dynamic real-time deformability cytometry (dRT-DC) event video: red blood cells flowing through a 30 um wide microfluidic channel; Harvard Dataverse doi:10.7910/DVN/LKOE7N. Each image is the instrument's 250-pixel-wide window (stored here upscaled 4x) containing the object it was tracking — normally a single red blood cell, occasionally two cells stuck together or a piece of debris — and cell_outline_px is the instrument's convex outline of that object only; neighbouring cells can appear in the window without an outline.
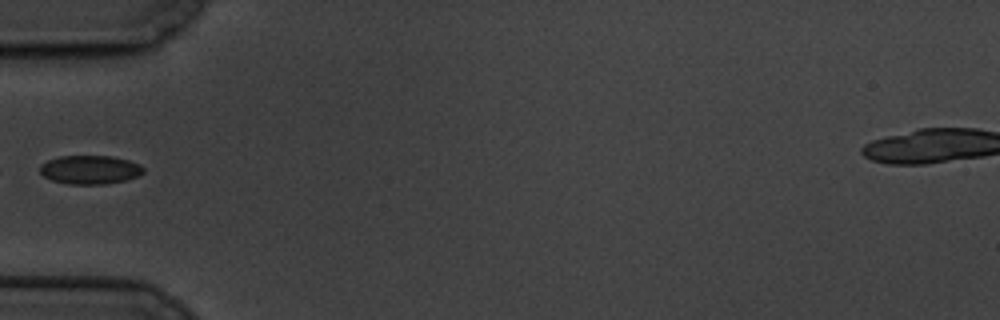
{"species": "common noctule bat (a hibernating species)", "species_latin": "Nyctalus noctula", "temperature_condition": "cold", "stored_images_in_passage": 11, "camera_frame_rate_fps": 3000, "um_per_image_px": 0.085, "animal": {"sex": "male", "body_mass_g": 19.5, "forearm_length_mm": 54.6}, "frame": {"image": 1, "passage_image": 5, "time_ms": 5.333, "image_size_px": [1000, 320], "cell_outline_px": [[144, 172], [140, 176], [108, 184], [68, 184], [52, 180], [44, 176], [40, 172], [40, 164], [48, 160], [60, 156], [112, 156], [128, 160], [140, 164], [144, 168]], "centroid_in_image_um": [7.67, 14.42], "position_along_channel_um": 77.3, "area_um2": 17.4}}
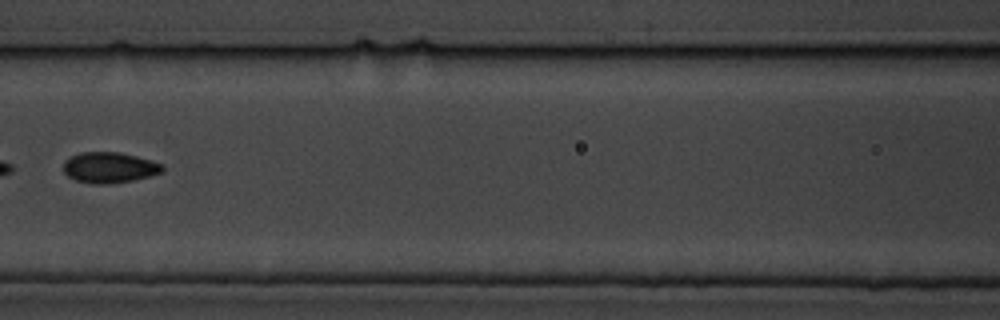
{"frame": {"image": 2, "passage_image": 7, "time_ms": 7.667, "image_size_px": [1000, 320], "cell_outline_px": [[164, 168], [160, 172], [148, 176], [132, 180], [104, 184], [96, 184], [76, 180], [68, 176], [64, 172], [64, 160], [80, 152], [120, 152], [136, 156], [164, 164]], "centroid_in_image_um": [9.28, 14.22], "position_along_channel_um": 157.3, "area_um2": 17.51}}
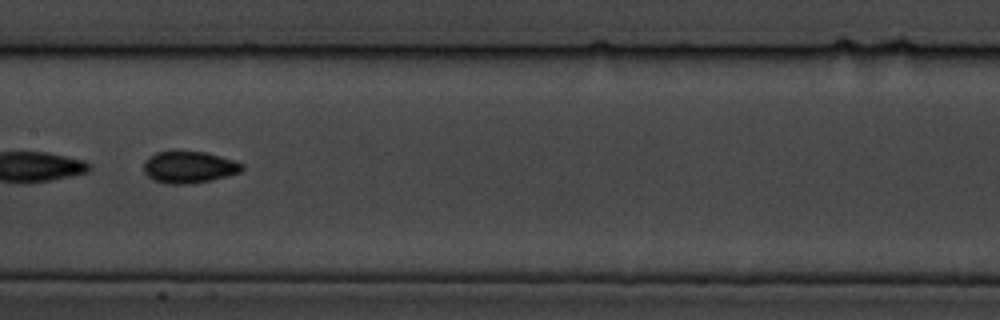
{"frame": {"image": 3, "passage_image": 8, "time_ms": 8.667, "image_size_px": [1000, 320], "cell_outline_px": [[244, 168], [240, 172], [228, 176], [212, 180], [188, 184], [164, 184], [148, 176], [144, 172], [144, 160], [148, 156], [156, 152], [172, 148], [204, 152], [220, 156], [244, 164]], "centroid_in_image_um": [16.03, 14.17], "position_along_channel_um": 191.4, "area_um2": 18.84}}